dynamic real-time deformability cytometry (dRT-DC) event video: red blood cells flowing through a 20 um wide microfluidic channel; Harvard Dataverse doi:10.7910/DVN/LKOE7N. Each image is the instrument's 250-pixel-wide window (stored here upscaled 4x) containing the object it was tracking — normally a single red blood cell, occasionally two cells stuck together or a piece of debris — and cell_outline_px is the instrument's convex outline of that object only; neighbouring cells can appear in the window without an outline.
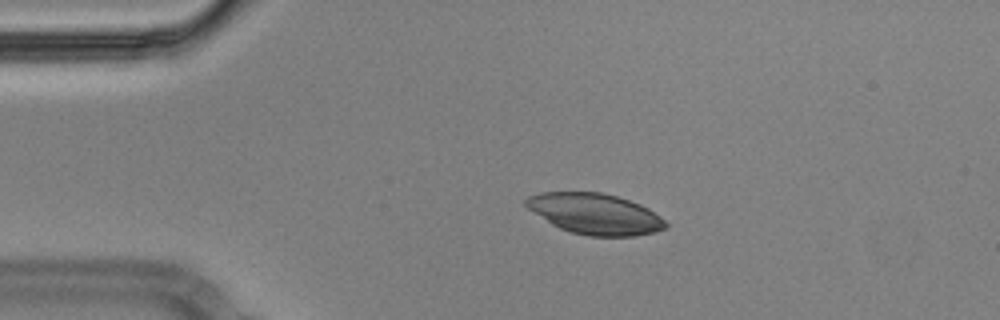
{"species": "Egyptian fruit bat (a non-hibernating species)", "species_latin": "Rousettus aegyptiacus", "temperature_condition": "cold", "stored_images_in_passage": 45, "camera_frame_rate_fps": 3000, "um_per_image_px": 0.085, "animal": {"sex": "male"}, "frame": {"image": 1, "passage_image": 1, "time_ms": 0.0, "image_size_px": [1000, 320], "cell_outline_px": [[668, 228], [656, 232], [636, 236], [588, 236], [572, 232], [560, 228], [552, 224], [528, 208], [524, 204], [524, 200], [528, 196], [540, 192], [600, 192], [616, 196], [640, 204], [648, 208], [660, 216], [668, 224]], "centroid_in_image_um": [50.6, 18.18], "position_along_channel_um": 34.4, "area_um2": 33.18}}
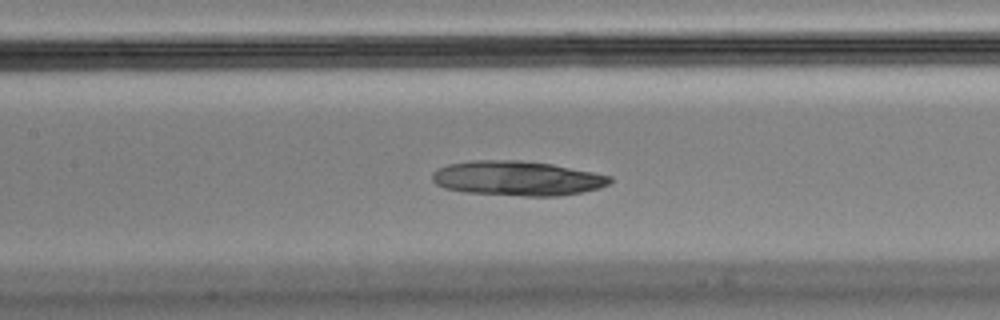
{"frame": {"image": 2, "passage_image": 15, "time_ms": 4.667, "image_size_px": [1000, 320], "cell_outline_px": [[612, 180], [608, 184], [600, 188], [580, 192], [556, 196], [524, 196], [464, 192], [444, 188], [436, 184], [432, 180], [432, 172], [436, 168], [448, 164], [472, 160], [520, 160], [552, 164], [612, 176]], "centroid_in_image_um": [43.92, 15.15], "position_along_channel_um": 163.5, "area_um2": 35.95}}
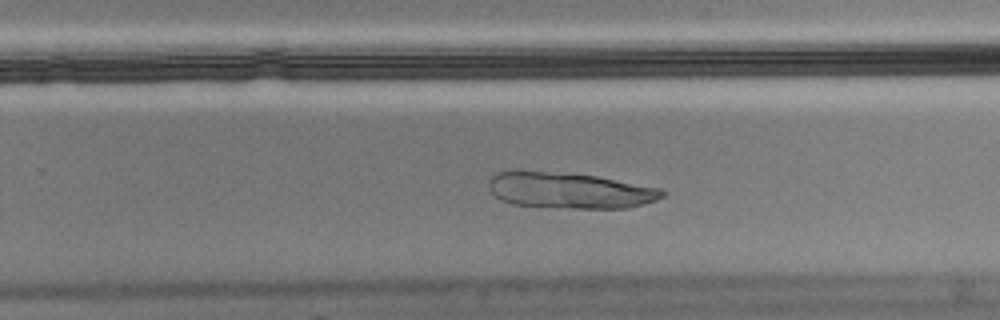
{"frame": {"image": 3, "passage_image": 25, "time_ms": 8.0, "image_size_px": [1000, 320], "cell_outline_px": [[664, 196], [656, 200], [628, 208], [572, 208], [512, 204], [500, 200], [488, 188], [488, 180], [496, 172], [544, 172], [596, 176], [660, 188], [664, 192]], "centroid_in_image_um": [48.42, 16.21], "position_along_channel_um": 281.4, "area_um2": 35.66}}